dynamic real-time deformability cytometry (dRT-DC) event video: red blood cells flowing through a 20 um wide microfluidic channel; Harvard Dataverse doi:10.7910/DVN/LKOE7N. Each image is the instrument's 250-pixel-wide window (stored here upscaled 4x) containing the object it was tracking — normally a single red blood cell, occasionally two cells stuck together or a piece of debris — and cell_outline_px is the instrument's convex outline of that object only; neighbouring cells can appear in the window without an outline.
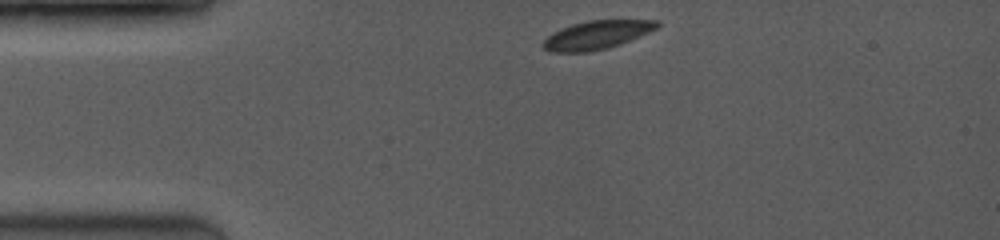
{"species": "common noctule bat (a hibernating species)", "species_latin": "Nyctalus noctula", "temperature_condition": "room temperature", "stored_images_in_passage": 19, "camera_frame_rate_fps": 3500, "um_per_image_px": 0.085, "animal": {"sex": "female", "body_mass_g": 19.0, "forearm_length_mm": 53.3}, "frame": {"image": 1, "passage_image": 1, "time_ms": 0.0, "image_size_px": [1000, 240], "cell_outline_px": [[660, 24], [656, 28], [648, 32], [620, 44], [608, 48], [588, 52], [552, 52], [544, 48], [544, 40], [548, 36], [572, 24], [588, 20], [656, 20]], "centroid_in_image_um": [50.74, 2.97], "position_along_channel_um": 34.3, "area_um2": 18.5}}
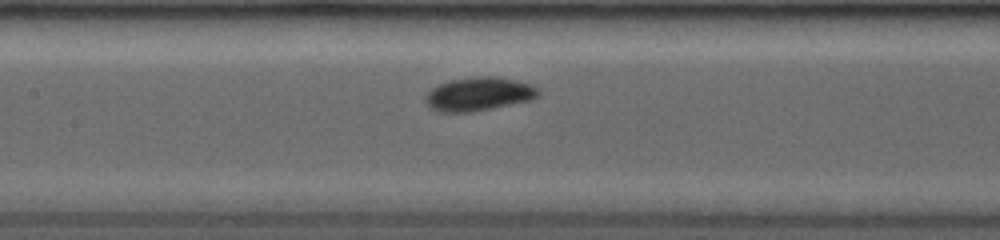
{"frame": {"image": 2, "passage_image": 13, "time_ms": 4.286, "image_size_px": [1000, 240], "cell_outline_px": [[540, 92], [532, 100], [472, 112], [436, 112], [428, 104], [428, 92], [432, 88], [440, 84], [452, 80], [472, 76], [496, 76], [516, 80], [532, 84]], "centroid_in_image_um": [40.74, 7.99], "position_along_channel_um": 166.7, "area_um2": 21.91}}
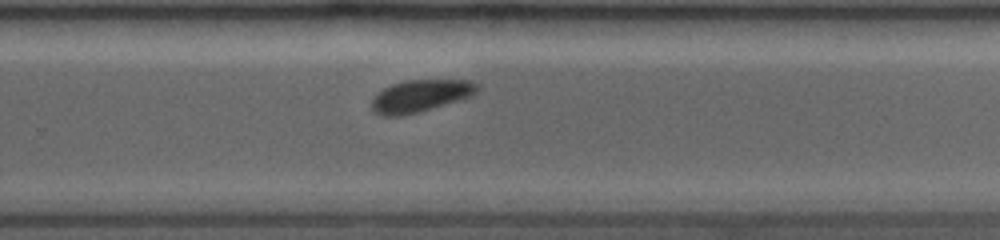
{"frame": {"image": 3, "passage_image": 19, "time_ms": 7.429, "image_size_px": [1000, 240], "cell_outline_px": [[480, 88], [472, 96], [420, 112], [400, 116], [380, 116], [372, 108], [372, 96], [376, 92], [392, 84], [404, 80], [472, 80], [480, 84]], "centroid_in_image_um": [35.74, 8.14], "position_along_channel_um": 294.1, "area_um2": 20.06}}